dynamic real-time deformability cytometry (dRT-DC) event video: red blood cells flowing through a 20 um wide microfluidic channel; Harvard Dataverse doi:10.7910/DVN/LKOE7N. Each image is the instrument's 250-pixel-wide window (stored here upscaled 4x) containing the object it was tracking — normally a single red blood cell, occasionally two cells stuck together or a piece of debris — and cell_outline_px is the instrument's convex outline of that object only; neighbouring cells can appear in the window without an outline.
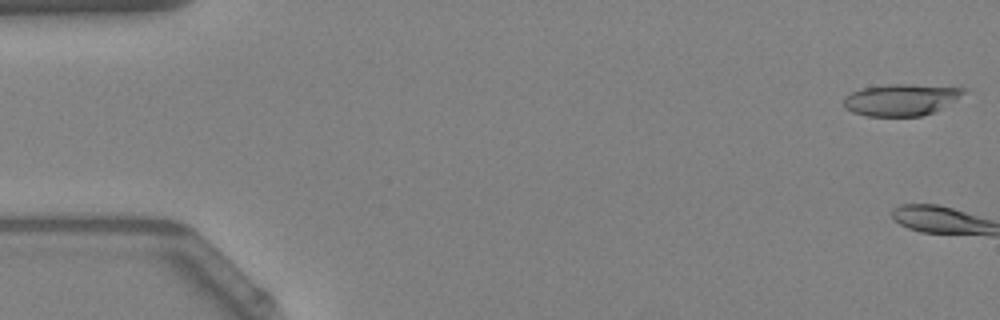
{"species": "Egyptian fruit bat (a non-hibernating species)", "species_latin": "Rousettus aegyptiacus", "temperature_condition": "warm", "stored_images_in_passage": 3, "camera_frame_rate_fps": 3000, "um_per_image_px": 0.085, "animal": {"sex": "female"}, "frame": {"image": 1, "passage_image": 1, "time_ms": 0.0, "image_size_px": [1000, 320], "cell_outline_px": [[968, 92], [956, 100], [936, 112], [920, 116], [868, 116], [852, 112], [844, 108], [844, 96], [860, 88], [888, 84], [912, 84], [964, 88]], "centroid_in_image_um": [76.6, 8.48], "position_along_channel_um": 8.4, "area_um2": 22.43}}